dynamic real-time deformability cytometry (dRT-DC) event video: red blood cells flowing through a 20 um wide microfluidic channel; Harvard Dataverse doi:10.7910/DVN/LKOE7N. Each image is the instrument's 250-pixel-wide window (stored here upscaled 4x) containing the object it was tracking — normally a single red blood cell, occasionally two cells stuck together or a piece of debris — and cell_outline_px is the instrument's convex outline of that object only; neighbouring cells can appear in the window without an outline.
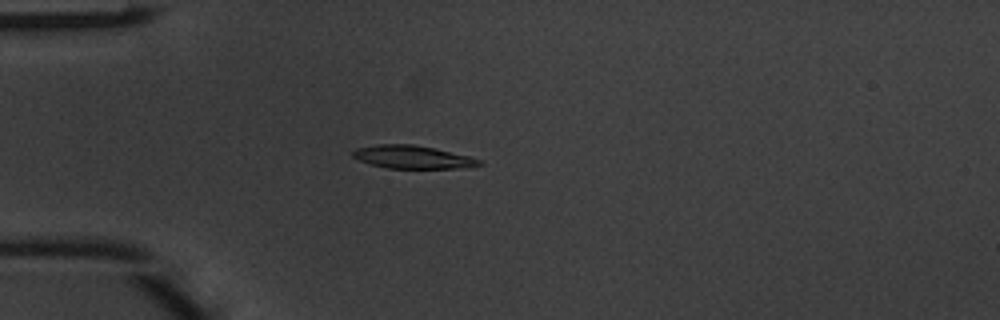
{"species": "common noctule bat (a hibernating species)", "species_latin": "Nyctalus noctula", "temperature_condition": "warm", "stored_images_in_passage": 38, "camera_frame_rate_fps": 3000, "um_per_image_px": 0.085, "animal": {"sex": "male", "body_mass_g": 20.1, "forearm_length_mm": 53.5}, "frame": {"image": 1, "passage_image": 7, "time_ms": 2.0, "image_size_px": [1000, 320], "cell_outline_px": [[484, 164], [468, 168], [388, 168], [372, 164], [360, 160], [352, 156], [352, 152], [356, 148], [376, 144], [412, 144], [432, 148], [468, 156], [480, 160]], "centroid_in_image_um": [35.07, 13.35], "position_along_channel_um": 49.9, "area_um2": 16.76}}
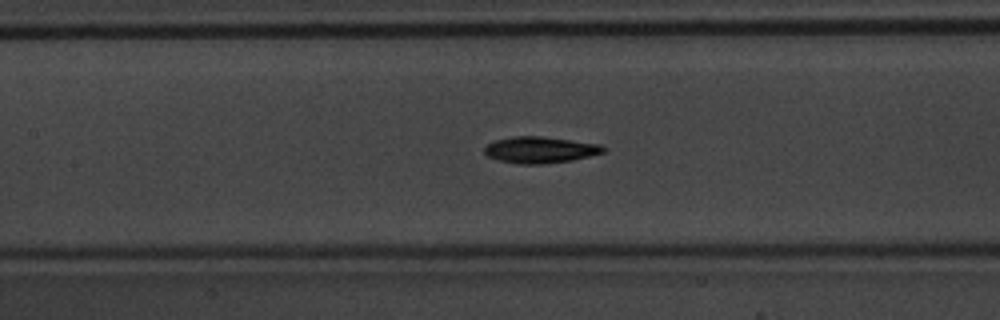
{"frame": {"image": 2, "passage_image": 16, "time_ms": 5.0, "image_size_px": [1000, 320], "cell_outline_px": [[604, 152], [572, 160], [540, 164], [516, 164], [496, 160], [488, 156], [484, 152], [484, 148], [488, 144], [496, 140], [516, 136], [540, 136], [600, 144], [604, 148]], "centroid_in_image_um": [45.87, 12.74], "position_along_channel_um": 161.5, "area_um2": 18.09}}
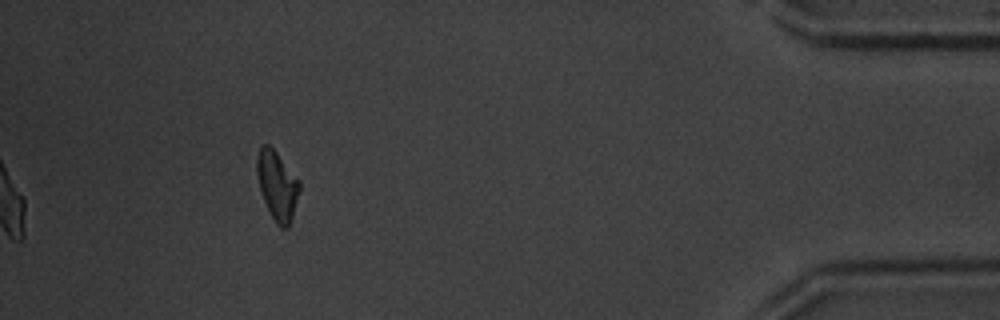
{"frame": {"image": 3, "passage_image": 38, "time_ms": 12.333, "image_size_px": [1000, 320], "cell_outline_px": [[300, 188], [292, 216], [288, 228], [280, 228], [276, 224], [264, 200], [260, 188], [256, 172], [256, 156], [260, 148], [264, 144], [268, 144], [276, 152], [300, 180]], "centroid_in_image_um": [23.56, 15.75], "position_along_channel_um": 411.6, "area_um2": 16.88}, "authors_computed_cell_mechanics": {"area_um2": 17.2533, "velocity_mm_per_s": 4.1682, "shape_relaxation_time_tau1_ms": 2.6661, "shape_relaxation_time_tau2_ms": 6.3495, "deformation_change_tau1": 0.1238, "deformation_change_tau2": 0.1353}}